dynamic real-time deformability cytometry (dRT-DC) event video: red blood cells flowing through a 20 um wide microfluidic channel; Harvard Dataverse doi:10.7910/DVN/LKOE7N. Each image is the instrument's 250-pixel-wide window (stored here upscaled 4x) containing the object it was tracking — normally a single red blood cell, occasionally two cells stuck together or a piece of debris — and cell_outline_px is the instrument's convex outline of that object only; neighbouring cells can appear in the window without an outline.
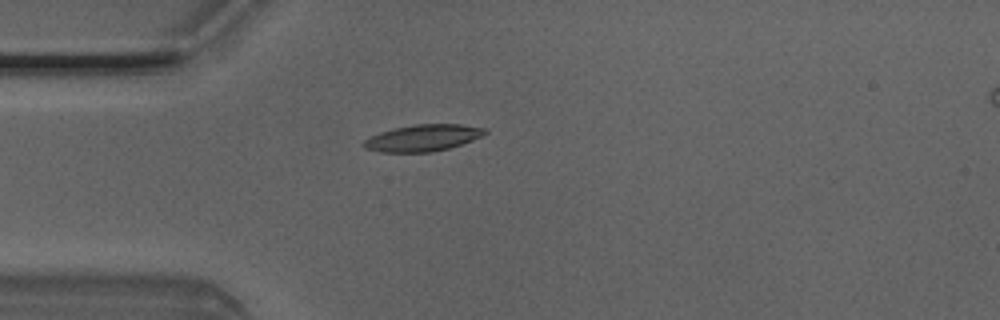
{"species": "Egyptian fruit bat (a non-hibernating species)", "species_latin": "Rousettus aegyptiacus", "temperature_condition": "room temperature", "stored_images_in_passage": 5, "camera_frame_rate_fps": 3000, "um_per_image_px": 0.085, "animal": {"sex": "male"}, "frame": {"image": 1, "passage_image": 4, "time_ms": 1.0, "image_size_px": [1000, 320], "cell_outline_px": [[488, 132], [472, 140], [448, 148], [432, 152], [380, 152], [364, 148], [360, 144], [364, 140], [380, 132], [392, 128], [416, 124], [460, 124], [488, 128]], "centroid_in_image_um": [35.92, 11.71], "position_along_channel_um": 49.1, "area_um2": 18.84}}